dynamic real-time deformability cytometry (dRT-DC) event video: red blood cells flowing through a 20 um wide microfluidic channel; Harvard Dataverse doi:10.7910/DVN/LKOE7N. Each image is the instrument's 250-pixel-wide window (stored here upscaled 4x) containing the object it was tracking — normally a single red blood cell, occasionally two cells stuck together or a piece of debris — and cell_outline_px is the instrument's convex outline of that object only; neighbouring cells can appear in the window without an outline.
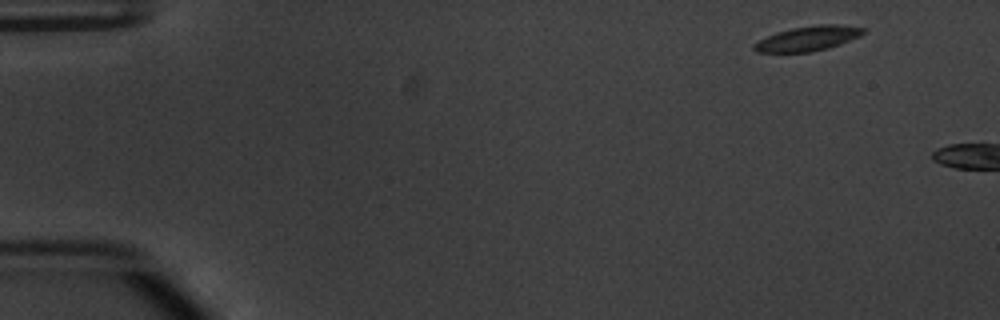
{"species": "common noctule bat (a hibernating species)", "species_latin": "Nyctalus noctula", "temperature_condition": "warm", "stored_images_in_passage": 4, "camera_frame_rate_fps": 3000, "um_per_image_px": 0.085, "animal": {"sex": "male", "body_mass_g": 20.1, "forearm_length_mm": 53.5}, "frame": {"image": 1, "passage_image": 1, "time_ms": 0.0, "image_size_px": [1000, 320], "cell_outline_px": [[864, 32], [860, 36], [840, 44], [828, 48], [812, 52], [756, 52], [752, 48], [752, 44], [776, 32], [792, 28], [820, 24], [836, 24], [864, 28]], "centroid_in_image_um": [68.65, 3.28], "position_along_channel_um": 16.3, "area_um2": 15.66}}